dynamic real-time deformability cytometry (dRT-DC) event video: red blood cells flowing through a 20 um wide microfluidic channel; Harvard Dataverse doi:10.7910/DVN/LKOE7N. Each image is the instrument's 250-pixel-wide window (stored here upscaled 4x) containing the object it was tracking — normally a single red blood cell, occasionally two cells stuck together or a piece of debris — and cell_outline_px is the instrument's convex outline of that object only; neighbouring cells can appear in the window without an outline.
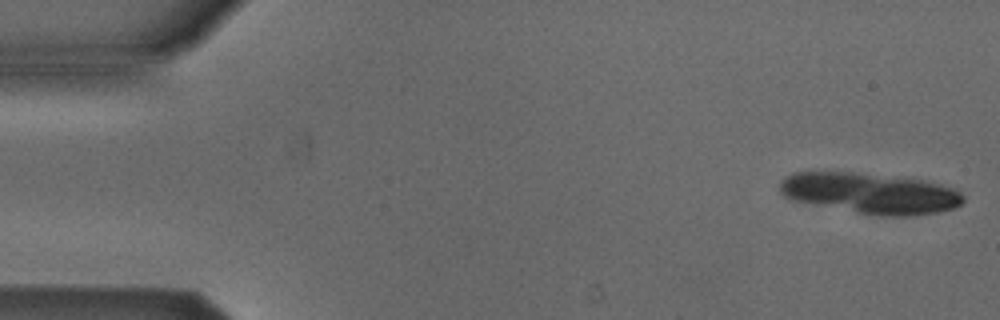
{"species": "Egyptian fruit bat (a non-hibernating species)", "species_latin": "Rousettus aegyptiacus", "temperature_condition": "cold", "stored_images_in_passage": 11, "camera_frame_rate_fps": 3000, "um_per_image_px": 0.085, "animal": {"sex": "male"}, "frame": {"image": 1, "passage_image": 1, "time_ms": 0.0, "image_size_px": [1000, 320], "cell_outline_px": [[964, 200], [956, 208], [940, 212], [916, 216], [880, 216], [792, 200], [784, 196], [780, 192], [780, 180], [784, 176], [792, 172], [852, 172], [924, 180], [940, 184], [952, 188], [960, 192], [964, 196]], "centroid_in_image_um": [73.98, 16.43], "position_along_channel_um": 11.0, "area_um2": 43.58}}